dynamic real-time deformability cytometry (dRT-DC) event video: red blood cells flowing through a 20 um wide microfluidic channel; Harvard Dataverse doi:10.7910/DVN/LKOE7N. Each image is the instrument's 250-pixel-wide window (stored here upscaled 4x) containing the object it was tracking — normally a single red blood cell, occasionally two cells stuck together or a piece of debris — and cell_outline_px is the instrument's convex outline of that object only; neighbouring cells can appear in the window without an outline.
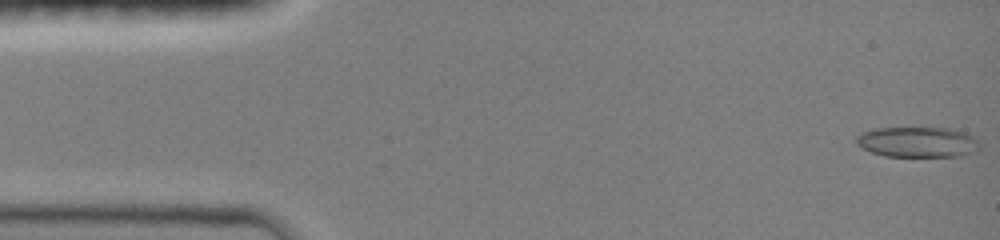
{"species": "common noctule bat (a hibernating species)", "species_latin": "Nyctalus noctula", "temperature_condition": "room temperature", "stored_images_in_passage": 47, "camera_frame_rate_fps": 3000, "um_per_image_px": 0.085, "animal": {"sex": "female", "body_mass_g": 19.0, "forearm_length_mm": 51.5}, "frame": {"image": 1, "passage_image": 1, "time_ms": 0.0, "image_size_px": [1000, 240], "cell_outline_px": [[980, 148], [976, 152], [964, 156], [884, 156], [860, 148], [856, 144], [856, 136], [860, 132], [876, 128], [948, 128], [964, 132], [976, 136], [980, 144]], "centroid_in_image_um": [78.02, 12.08], "position_along_channel_um": 7.0, "area_um2": 22.25}}
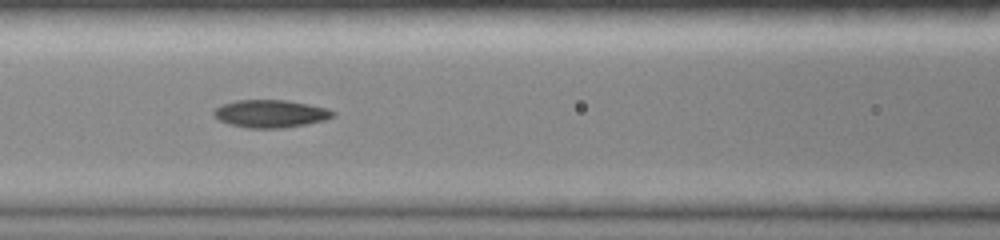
{"frame": {"image": 2, "passage_image": 20, "time_ms": 6.333, "image_size_px": [1000, 240], "cell_outline_px": [[336, 116], [324, 120], [304, 124], [280, 128], [244, 128], [228, 124], [220, 120], [212, 112], [220, 104], [236, 100], [288, 100], [308, 104], [324, 108], [336, 112]], "centroid_in_image_um": [22.97, 9.66], "position_along_channel_um": 143.6, "area_um2": 19.19}}
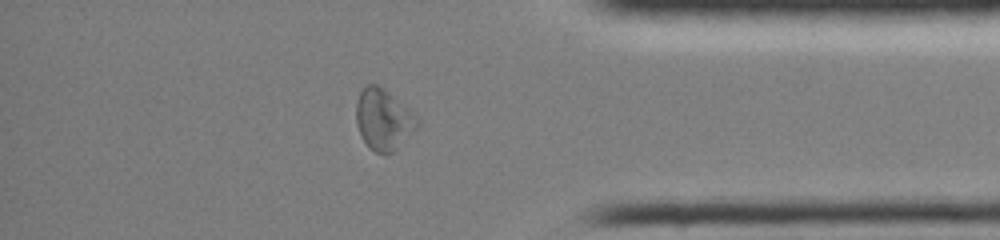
{"frame": {"image": 3, "passage_image": 40, "time_ms": 13.0, "image_size_px": [1000, 240], "cell_outline_px": [[420, 124], [392, 152], [384, 156], [368, 148], [360, 136], [356, 124], [356, 100], [360, 92], [368, 84], [376, 84], [384, 88], [408, 108], [420, 120]], "centroid_in_image_um": [32.56, 10.17], "position_along_channel_um": 402.6, "area_um2": 21.79}, "authors_computed_cell_mechanics": {"area_um2": 19.652, "velocity_mm_per_s": 4.0312, "shape_relaxation_time_tau1_ms": null, "shape_relaxation_time_tau2_ms": 4.4617, "deformation_change_tau1": null, "deformation_change_tau2": 0.0904}}